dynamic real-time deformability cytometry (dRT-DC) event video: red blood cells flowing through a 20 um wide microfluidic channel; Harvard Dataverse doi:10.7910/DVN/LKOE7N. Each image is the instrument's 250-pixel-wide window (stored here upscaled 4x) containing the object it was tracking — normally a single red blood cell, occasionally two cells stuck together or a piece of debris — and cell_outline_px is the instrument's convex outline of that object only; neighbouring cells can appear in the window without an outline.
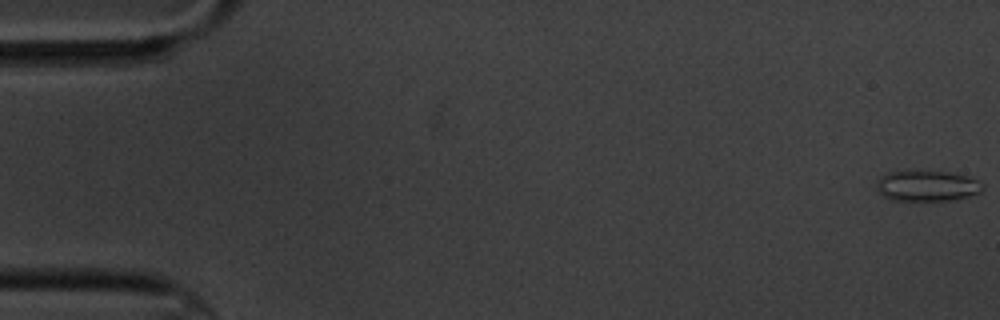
{"species": "common noctule bat (a hibernating species)", "species_latin": "Nyctalus noctula", "temperature_condition": "cold", "stored_images_in_passage": 5, "camera_frame_rate_fps": 3000, "um_per_image_px": 0.085, "animal": {"sex": "male", "body_mass_g": 20.1, "forearm_length_mm": 53.5}, "frame": {"image": 1, "passage_image": 1, "time_ms": 0.0, "image_size_px": [1000, 320], "cell_outline_px": [[984, 188], [980, 192], [956, 200], [892, 200], [884, 196], [876, 188], [876, 180], [880, 176], [888, 172], [944, 172], [968, 176], [980, 180]], "centroid_in_image_um": [78.81, 15.81], "position_along_channel_um": 6.2, "area_um2": 18.79}}
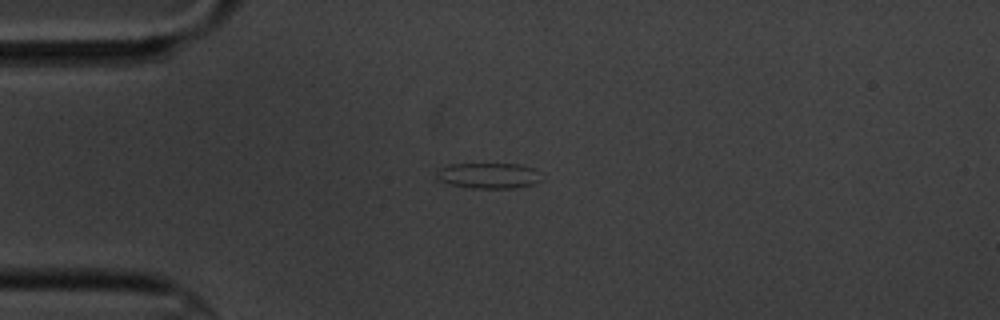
{"frame": {"image": 2, "passage_image": 5, "time_ms": 4.667, "image_size_px": [1000, 320], "cell_outline_px": [[540, 180], [532, 184], [516, 188], [472, 188], [448, 184], [440, 180], [436, 176], [436, 172], [440, 168], [452, 164], [516, 164], [536, 168]], "centroid_in_image_um": [41.51, 14.93], "position_along_channel_um": 43.5, "area_um2": 15.55}}